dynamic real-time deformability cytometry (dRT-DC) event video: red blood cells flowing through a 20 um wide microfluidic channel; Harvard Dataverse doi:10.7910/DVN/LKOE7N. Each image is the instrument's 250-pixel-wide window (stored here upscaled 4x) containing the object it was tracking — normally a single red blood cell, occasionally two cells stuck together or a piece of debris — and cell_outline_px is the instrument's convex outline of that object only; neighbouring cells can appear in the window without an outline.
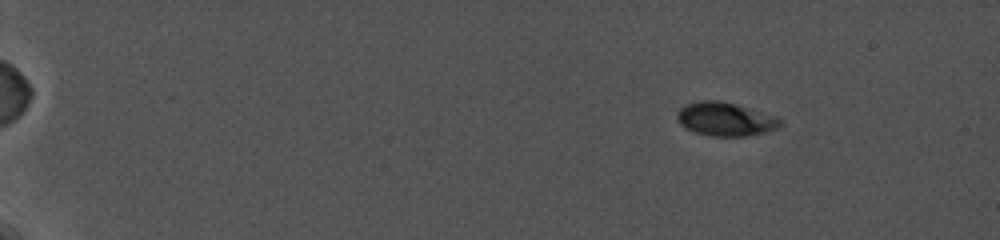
{"species": "common noctule bat (a hibernating species)", "species_latin": "Nyctalus noctula", "temperature_condition": "cold", "stored_images_in_passage": 34, "camera_frame_rate_fps": 5000, "um_per_image_px": 0.085, "animal": {"sex": "female", "body_mass_g": 19.0, "forearm_length_mm": 56.7}, "frame": {"image": 1, "passage_image": 4, "time_ms": 2.6, "image_size_px": [1000, 240], "cell_outline_px": [[784, 124], [776, 128], [764, 132], [748, 136], [712, 136], [696, 132], [684, 128], [680, 124], [676, 116], [676, 112], [680, 108], [688, 104], [700, 100], [720, 100], [736, 104], [776, 116], [784, 120]], "centroid_in_image_um": [61.66, 10.12], "position_along_channel_um": 23.3, "area_um2": 20.29}}
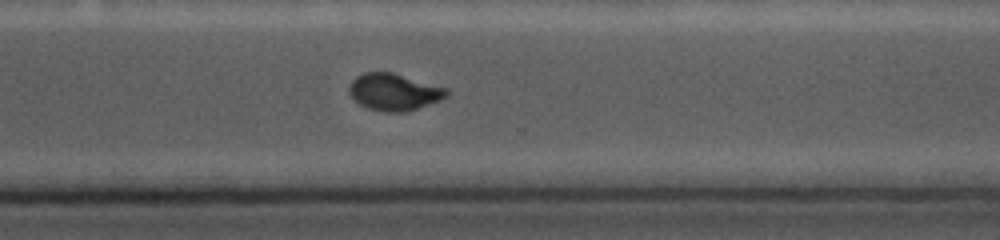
{"frame": {"image": 2, "passage_image": 29, "time_ms": 15.2, "image_size_px": [1000, 240], "cell_outline_px": [[448, 96], [440, 100], [404, 112], [384, 112], [368, 108], [360, 104], [348, 92], [348, 88], [352, 80], [356, 76], [364, 72], [392, 72], [448, 88]], "centroid_in_image_um": [33.49, 7.81], "position_along_channel_um": 337.1, "area_um2": 20.87}}
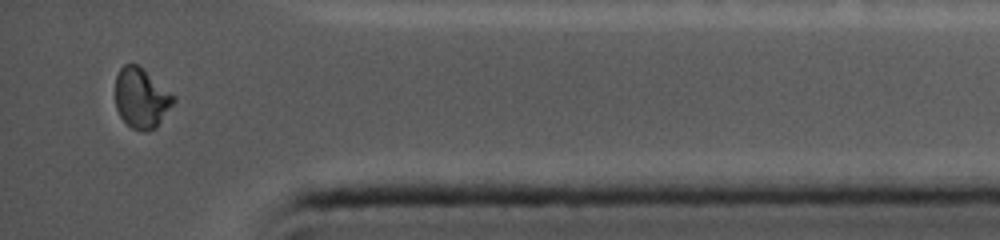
{"frame": {"image": 3, "passage_image": 34, "time_ms": 17.6, "image_size_px": [1000, 240], "cell_outline_px": [[176, 100], [156, 128], [144, 132], [132, 128], [120, 116], [116, 108], [116, 76], [120, 68], [124, 64], [140, 64], [176, 96]], "centroid_in_image_um": [12.04, 8.31], "position_along_channel_um": 423.2, "area_um2": 20.63}}